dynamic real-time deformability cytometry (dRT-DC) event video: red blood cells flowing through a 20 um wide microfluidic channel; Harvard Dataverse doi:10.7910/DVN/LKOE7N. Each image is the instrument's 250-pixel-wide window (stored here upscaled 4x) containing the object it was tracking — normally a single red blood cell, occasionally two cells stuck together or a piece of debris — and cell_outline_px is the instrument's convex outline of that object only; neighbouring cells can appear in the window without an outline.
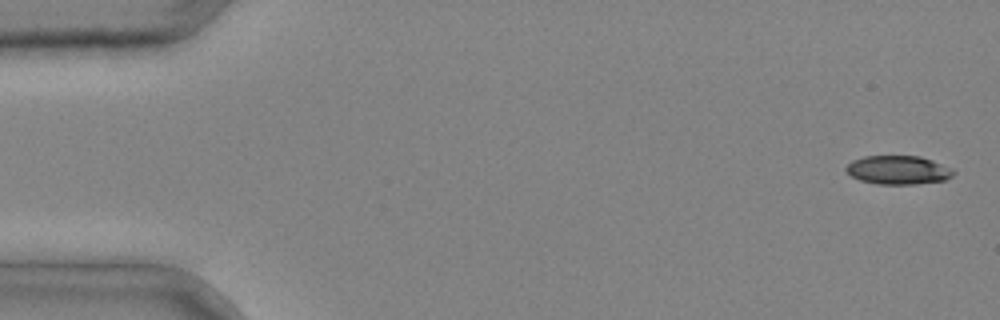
{"species": "common noctule bat (a hibernating species)", "species_latin": "Nyctalus noctula", "temperature_condition": "cold", "stored_images_in_passage": 3, "camera_frame_rate_fps": 3000, "um_per_image_px": 0.085, "animal": {"sex": "male", "body_mass_g": 20.4}, "frame": {"image": 1, "passage_image": 1, "time_ms": 0.0, "image_size_px": [1000, 320], "cell_outline_px": [[956, 172], [952, 176], [944, 180], [916, 184], [876, 184], [860, 180], [852, 176], [844, 168], [852, 160], [864, 156], [920, 156], [932, 160], [952, 168]], "centroid_in_image_um": [76.35, 14.45], "position_along_channel_um": 8.7, "area_um2": 17.98}}
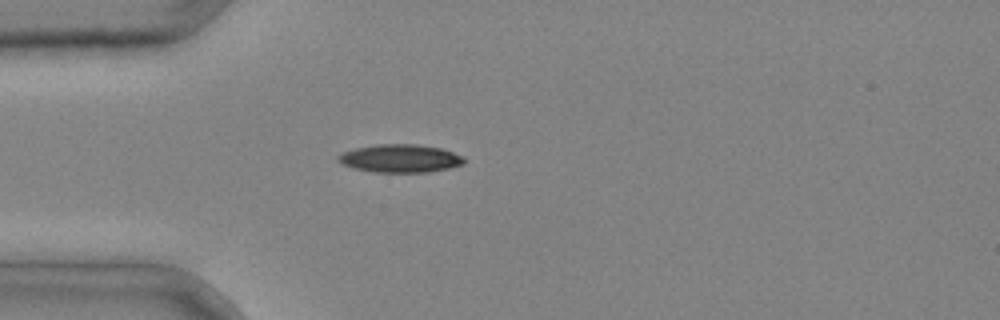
{"frame": {"image": 2, "passage_image": 3, "time_ms": 0.667, "image_size_px": [1000, 320], "cell_outline_px": [[464, 164], [448, 168], [428, 172], [376, 172], [356, 168], [344, 164], [336, 160], [336, 156], [344, 152], [356, 148], [376, 144], [416, 144], [440, 148], [464, 156]], "centroid_in_image_um": [34.03, 13.46], "position_along_channel_um": 51.0, "area_um2": 20.4}}